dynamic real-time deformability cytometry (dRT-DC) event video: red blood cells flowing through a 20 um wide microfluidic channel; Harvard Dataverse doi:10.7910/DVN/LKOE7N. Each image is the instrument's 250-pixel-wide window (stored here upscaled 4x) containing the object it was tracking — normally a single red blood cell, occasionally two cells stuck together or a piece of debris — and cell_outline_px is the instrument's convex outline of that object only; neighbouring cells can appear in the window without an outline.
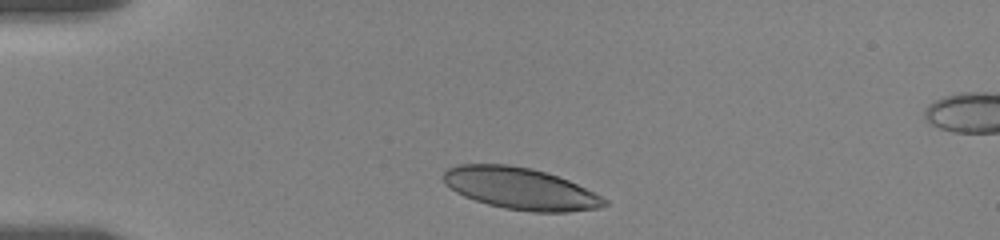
{"species": "human", "species_latin": "Homo sapiens", "temperature_condition": "room temperature", "stored_images_in_passage": 4, "camera_frame_rate_fps": 3000, "um_per_image_px": 0.085, "donor": {"sex": "female"}, "frame": {"image": 1, "passage_image": 1, "time_ms": 0.0, "image_size_px": [1000, 240], "cell_outline_px": [[608, 204], [596, 208], [568, 212], [532, 212], [504, 208], [488, 204], [464, 196], [456, 192], [444, 184], [444, 172], [448, 168], [460, 164], [508, 164], [532, 168], [568, 180], [608, 200]], "centroid_in_image_um": [44.2, 16.02], "position_along_channel_um": 40.8, "area_um2": 38.84}}
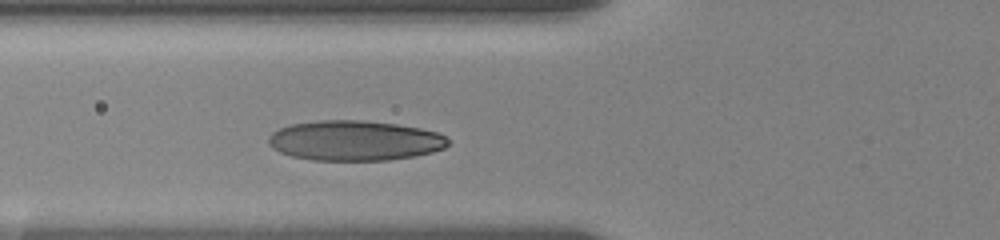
{"frame": {"image": 2, "passage_image": 4, "time_ms": 2.667, "image_size_px": [1000, 240], "cell_outline_px": [[448, 144], [444, 148], [432, 152], [416, 156], [388, 160], [312, 160], [292, 156], [280, 152], [272, 148], [268, 144], [268, 140], [272, 132], [280, 128], [292, 124], [320, 120], [360, 120], [396, 124], [420, 128], [436, 132], [444, 136], [448, 140]], "centroid_in_image_um": [30.14, 11.95], "position_along_channel_um": 95.7, "area_um2": 41.85}}